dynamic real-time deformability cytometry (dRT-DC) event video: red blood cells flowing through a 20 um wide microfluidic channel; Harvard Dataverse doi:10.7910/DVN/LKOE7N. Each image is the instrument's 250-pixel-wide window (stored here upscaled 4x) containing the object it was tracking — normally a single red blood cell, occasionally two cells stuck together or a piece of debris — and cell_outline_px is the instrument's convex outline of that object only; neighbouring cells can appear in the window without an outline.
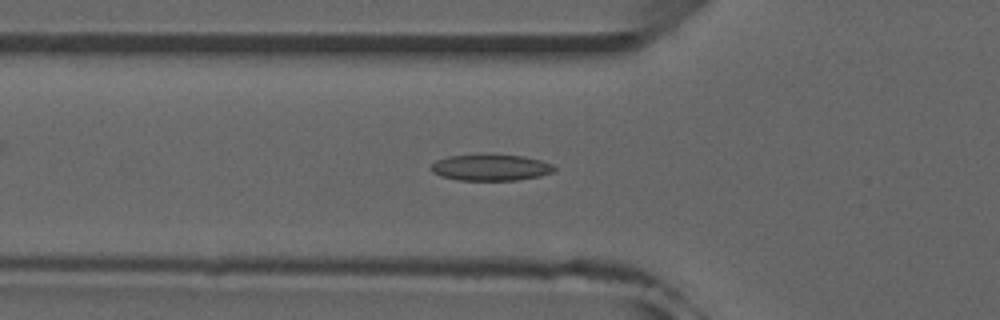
{"species": "common noctule bat (a hibernating species)", "species_latin": "Nyctalus noctula", "temperature_condition": "room temperature", "stored_images_in_passage": 51, "camera_frame_rate_fps": 3000, "um_per_image_px": 0.085, "animal": {"sex": "male", "forearm_length_mm": 52.5}, "frame": {"image": 1, "passage_image": 17, "time_ms": 5.333, "image_size_px": [1000, 320], "cell_outline_px": [[556, 168], [552, 172], [540, 176], [516, 180], [456, 180], [440, 176], [432, 172], [428, 168], [436, 160], [448, 156], [484, 152], [492, 152], [524, 156], [540, 160], [552, 164]], "centroid_in_image_um": [41.66, 14.19], "position_along_channel_um": 84.1, "area_um2": 19.71}}
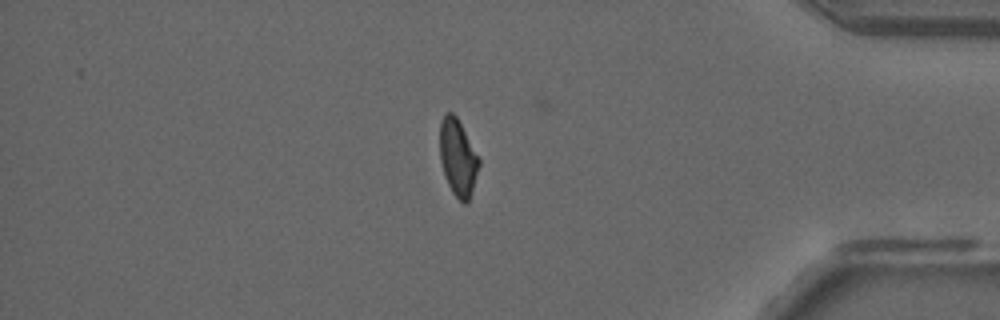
{"frame": {"image": 2, "passage_image": 43, "time_ms": 14.0, "image_size_px": [1000, 320], "cell_outline_px": [[480, 164], [468, 200], [464, 204], [452, 192], [448, 184], [440, 160], [440, 120], [448, 112], [452, 112], [456, 116], [480, 160]], "centroid_in_image_um": [38.9, 13.38], "position_along_channel_um": 396.3, "area_um2": 16.99}}
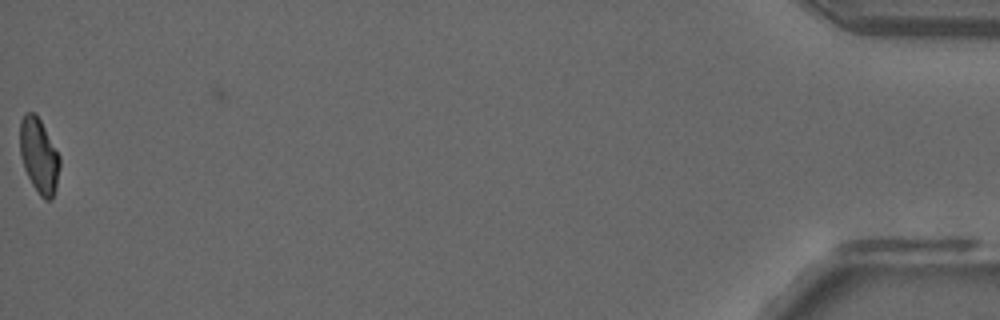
{"frame": {"image": 3, "passage_image": 51, "time_ms": 16.667, "image_size_px": [1000, 320], "cell_outline_px": [[60, 168], [56, 188], [52, 200], [44, 200], [40, 196], [32, 184], [24, 168], [20, 156], [20, 120], [28, 112], [36, 112], [60, 156]], "centroid_in_image_um": [3.32, 13.25], "position_along_channel_um": 431.9, "area_um2": 17.46}, "authors_computed_cell_mechanics": {"area_um2": 18.4382, "velocity_mm_per_s": 3.9747, "shape_relaxation_time_tau1_ms": null, "shape_relaxation_time_tau2_ms": 2.5065, "deformation_change_tau1": null, "deformation_change_tau2": 0.0775}}